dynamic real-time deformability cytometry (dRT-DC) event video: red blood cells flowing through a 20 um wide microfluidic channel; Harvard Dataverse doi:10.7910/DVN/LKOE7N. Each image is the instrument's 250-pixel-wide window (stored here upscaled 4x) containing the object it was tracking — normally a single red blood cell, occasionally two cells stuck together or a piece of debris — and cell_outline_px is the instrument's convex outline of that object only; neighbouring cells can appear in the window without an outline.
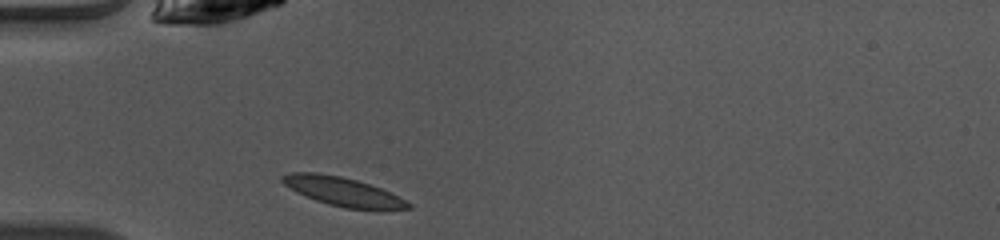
{"species": "common noctule bat (a hibernating species)", "species_latin": "Nyctalus noctula", "temperature_condition": "warm", "stored_images_in_passage": 35, "camera_frame_rate_fps": 3000, "um_per_image_px": 0.085, "animal": {"sex": "female", "body_mass_g": 10.0, "forearm_length_mm": 53.1}, "frame": {"image": 1, "passage_image": 1, "time_ms": 0.0, "image_size_px": [1000, 240], "cell_outline_px": [[412, 208], [344, 208], [328, 204], [316, 200], [296, 192], [284, 184], [280, 180], [280, 176], [288, 172], [316, 172], [340, 176], [356, 180], [380, 188], [412, 204]], "centroid_in_image_um": [29.03, 16.25], "position_along_channel_um": 56.0, "area_um2": 20.58}}
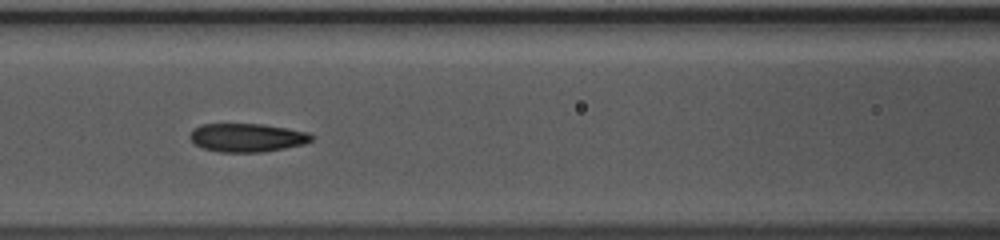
{"frame": {"image": 2, "passage_image": 8, "time_ms": 2.333, "image_size_px": [1000, 240], "cell_outline_px": [[312, 140], [304, 144], [264, 152], [220, 152], [204, 148], [196, 144], [188, 136], [192, 128], [204, 124], [264, 124], [308, 132], [312, 136]], "centroid_in_image_um": [20.99, 11.69], "position_along_channel_um": 145.6, "area_um2": 20.11}}
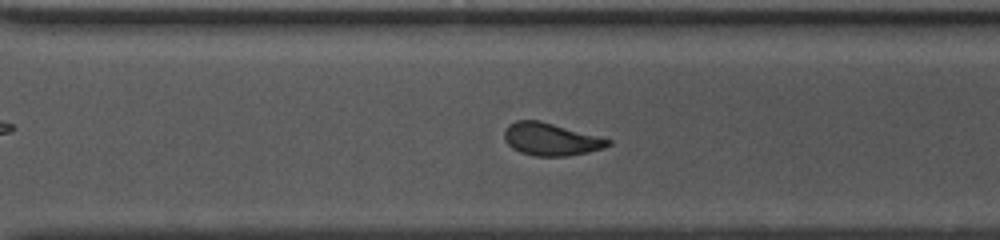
{"frame": {"image": 3, "passage_image": 21, "time_ms": 6.667, "image_size_px": [1000, 240], "cell_outline_px": [[612, 144], [604, 148], [588, 152], [568, 156], [532, 156], [520, 152], [512, 148], [504, 140], [504, 132], [508, 124], [516, 120], [540, 120], [612, 140]], "centroid_in_image_um": [46.8, 11.84], "position_along_channel_um": 323.8, "area_um2": 19.77}, "authors_computed_cell_mechanics": {"area_um2": 20.1722, "velocity_mm_per_s": 4.1248, "shape_relaxation_time_tau1_ms": 4.2015, "shape_relaxation_time_tau2_ms": 1.2294, "deformation_change_tau1": 0.1585, "deformation_change_tau2": 0.0698}}